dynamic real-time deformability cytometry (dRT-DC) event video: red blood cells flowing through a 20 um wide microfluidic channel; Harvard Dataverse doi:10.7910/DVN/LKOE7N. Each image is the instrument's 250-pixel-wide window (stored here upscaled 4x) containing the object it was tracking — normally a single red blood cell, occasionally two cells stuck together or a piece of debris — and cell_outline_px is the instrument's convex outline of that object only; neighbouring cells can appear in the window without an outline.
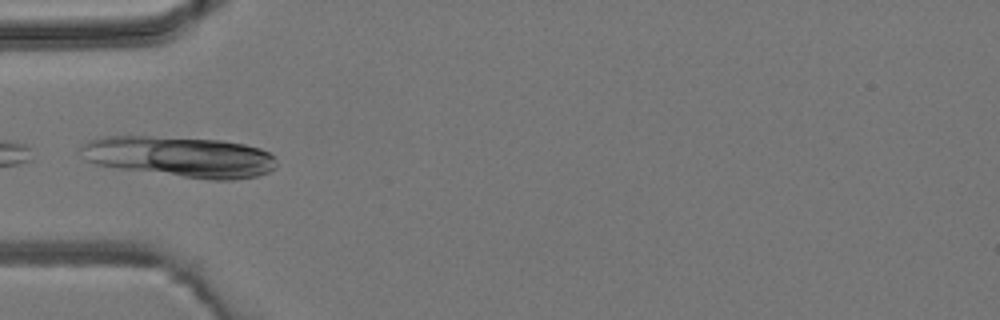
{"species": "common noctule bat (a hibernating species)", "species_latin": "Nyctalus noctula", "temperature_condition": "room temperature", "stored_images_in_passage": 5, "camera_frame_rate_fps": 3000, "um_per_image_px": 0.085, "animal": {"sex": "male", "body_mass_g": 19.2, "forearm_length_mm": 51.8}, "frame": {"image": 1, "passage_image": 4, "time_ms": 3.333, "image_size_px": [1000, 320], "cell_outline_px": [[276, 168], [268, 172], [256, 176], [232, 180], [212, 180], [120, 168], [96, 164], [84, 160], [80, 148], [80, 144], [88, 140], [100, 136], [152, 136], [220, 140], [244, 144], [260, 148], [268, 152], [272, 156], [276, 164]], "centroid_in_image_um": [15.25, 13.31], "position_along_channel_um": 69.7, "area_um2": 46.41}}
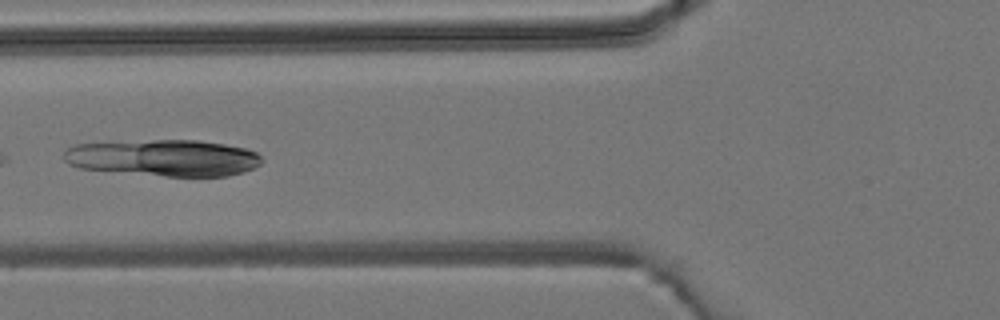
{"frame": {"image": 2, "passage_image": 5, "time_ms": 4.333, "image_size_px": [1000, 320], "cell_outline_px": [[264, 160], [260, 164], [244, 172], [228, 176], [164, 176], [80, 168], [68, 164], [64, 160], [64, 152], [72, 144], [152, 140], [200, 140], [248, 148], [256, 152]], "centroid_in_image_um": [13.94, 13.41], "position_along_channel_um": 111.9, "area_um2": 42.25}}